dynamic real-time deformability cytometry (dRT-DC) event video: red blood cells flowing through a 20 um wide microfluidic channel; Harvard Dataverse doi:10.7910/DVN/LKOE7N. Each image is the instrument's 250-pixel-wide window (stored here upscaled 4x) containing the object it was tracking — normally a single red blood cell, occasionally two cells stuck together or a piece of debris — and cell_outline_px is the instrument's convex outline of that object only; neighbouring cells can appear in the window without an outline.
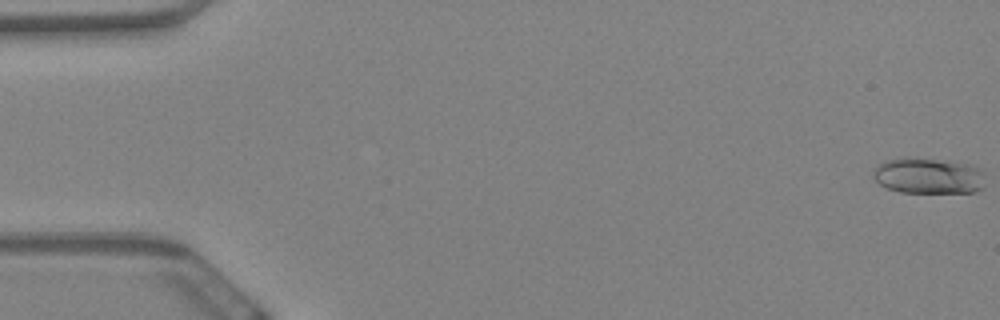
{"species": "Egyptian fruit bat (a non-hibernating species)", "species_latin": "Rousettus aegyptiacus", "temperature_condition": "warm", "stored_images_in_passage": 61, "camera_frame_rate_fps": 3000, "um_per_image_px": 0.085, "animal": {"sex": "female"}, "frame": {"image": 1, "passage_image": 1, "time_ms": 0.0, "image_size_px": [1000, 320], "cell_outline_px": [[984, 188], [972, 192], [900, 192], [888, 188], [880, 184], [872, 176], [872, 172], [876, 164], [884, 160], [900, 156], [916, 156], [948, 160], [972, 164], [984, 168]], "centroid_in_image_um": [78.92, 14.89], "position_along_channel_um": 6.1, "area_um2": 24.45}}
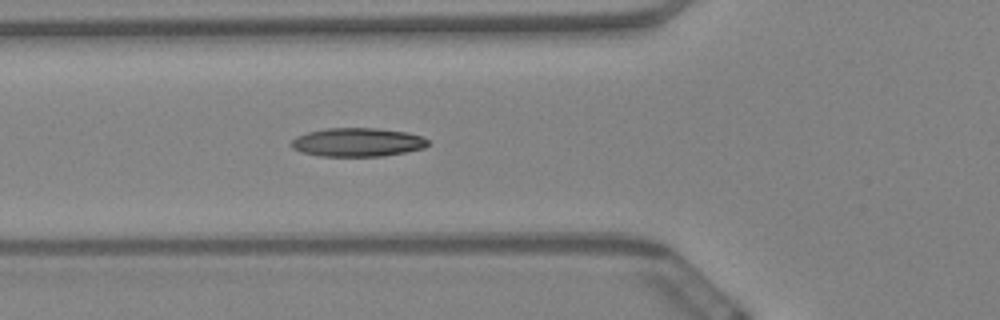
{"frame": {"image": 2, "passage_image": 23, "time_ms": 7.333, "image_size_px": [1000, 320], "cell_outline_px": [[428, 144], [424, 148], [384, 156], [320, 156], [300, 152], [292, 148], [288, 144], [296, 136], [308, 132], [324, 128], [376, 128], [408, 132], [424, 136], [428, 140]], "centroid_in_image_um": [30.37, 12.09], "position_along_channel_um": 95.4, "area_um2": 23.06}}
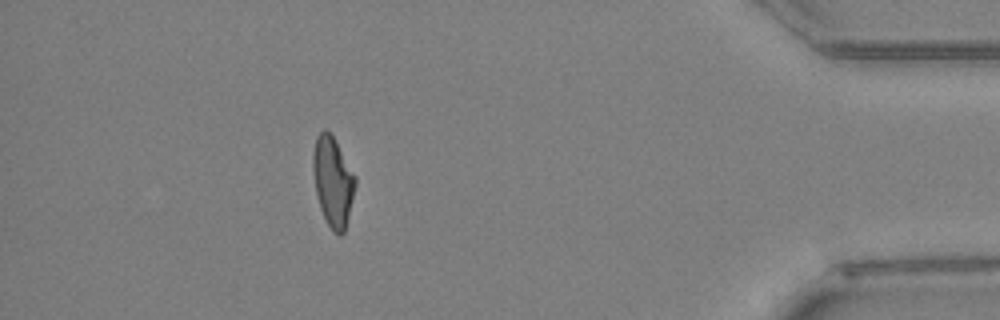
{"frame": {"image": 3, "passage_image": 55, "time_ms": 18.0, "image_size_px": [1000, 320], "cell_outline_px": [[356, 184], [344, 232], [340, 236], [332, 232], [320, 208], [316, 192], [312, 168], [312, 152], [316, 136], [324, 128], [332, 136], [356, 176]], "centroid_in_image_um": [28.28, 15.43], "position_along_channel_um": 406.9, "area_um2": 21.91}, "authors_computed_cell_mechanics": {"area_um2": 22.1374, "velocity_mm_per_s": 3.3933, "shape_relaxation_time_tau1_ms": null, "shape_relaxation_time_tau2_ms": 2.698, "deformation_change_tau1": null, "deformation_change_tau2": 0.1029}}